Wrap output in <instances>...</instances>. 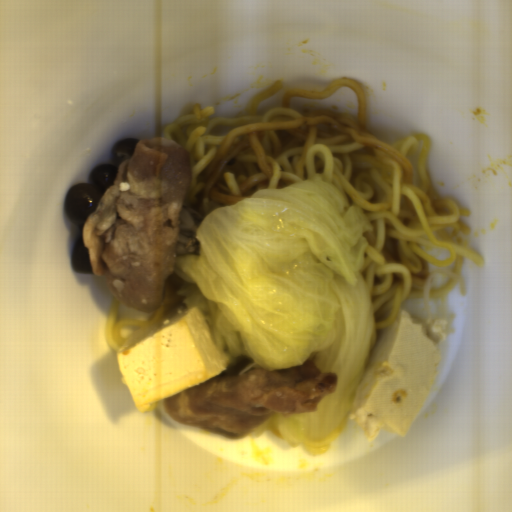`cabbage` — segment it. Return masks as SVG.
<instances>
[{"mask_svg": "<svg viewBox=\"0 0 512 512\" xmlns=\"http://www.w3.org/2000/svg\"><path fill=\"white\" fill-rule=\"evenodd\" d=\"M194 252L175 254L177 294L203 314L229 367L284 370L311 359L335 372L336 388L315 412L281 414L243 432L272 431L321 456L352 408L376 345L373 306L362 276L373 229L365 212L333 183L317 178L255 190L202 216Z\"/></svg>", "mask_w": 512, "mask_h": 512, "instance_id": "1", "label": "cabbage"}]
</instances>
